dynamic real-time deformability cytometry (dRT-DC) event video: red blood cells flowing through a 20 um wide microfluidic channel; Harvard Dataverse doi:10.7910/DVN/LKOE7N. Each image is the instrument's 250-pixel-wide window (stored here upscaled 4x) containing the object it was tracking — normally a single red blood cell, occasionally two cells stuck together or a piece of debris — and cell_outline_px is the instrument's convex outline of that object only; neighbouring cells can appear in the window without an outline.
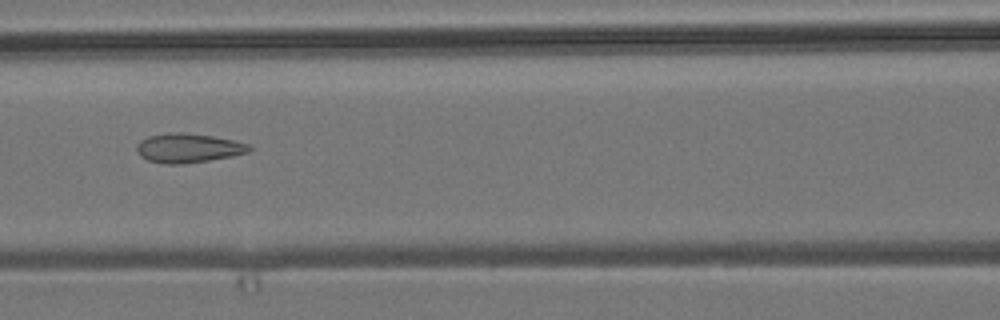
{"species": "common noctule bat (a hibernating species)", "species_latin": "Nyctalus noctula", "temperature_condition": "room temperature", "stored_images_in_passage": 8, "camera_frame_rate_fps": 3000, "um_per_image_px": 0.085, "animal": {"sex": "male", "body_mass_g": 19.2, "forearm_length_mm": 51.8}, "frame": {"image": 1, "passage_image": 6, "time_ms": 1.667, "image_size_px": [1000, 320], "cell_outline_px": [[252, 148], [248, 152], [232, 156], [208, 160], [180, 164], [168, 164], [148, 160], [140, 156], [136, 152], [136, 144], [140, 140], [148, 136], [172, 132], [180, 132], [212, 136], [232, 140], [248, 144]], "centroid_in_image_um": [15.95, 12.58], "position_along_channel_um": 150.6, "area_um2": 19.02}}
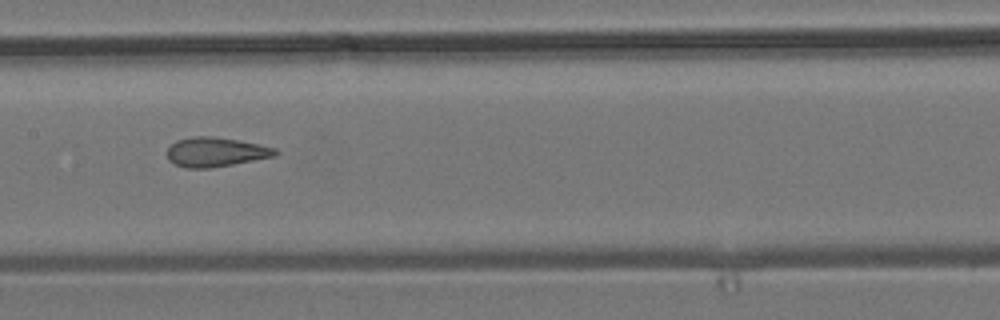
{"frame": {"image": 2, "passage_image": 7, "time_ms": 2.0, "image_size_px": [1000, 320], "cell_outline_px": [[280, 152], [276, 156], [232, 164], [208, 168], [184, 168], [168, 160], [168, 148], [176, 140], [192, 136], [212, 136], [240, 140], [276, 148]], "centroid_in_image_um": [18.35, 12.91], "position_along_channel_um": 189.1, "area_um2": 18.55}}
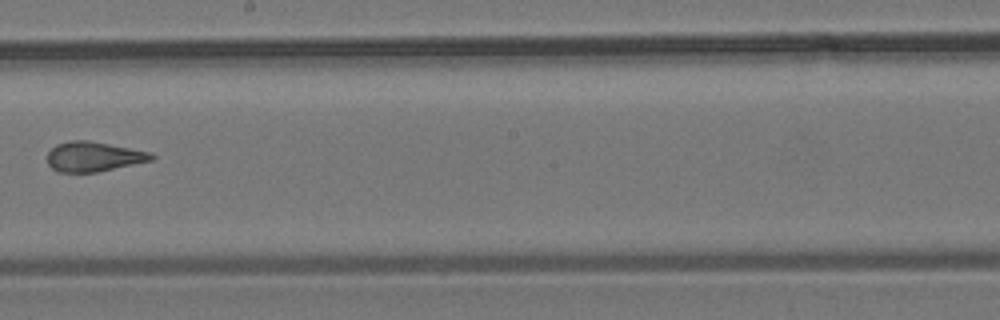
{"frame": {"image": 3, "passage_image": 8, "time_ms": 2.333, "image_size_px": [1000, 320], "cell_outline_px": [[156, 156], [152, 160], [96, 172], [56, 172], [48, 164], [48, 152], [56, 144], [72, 140], [88, 140], [152, 152]], "centroid_in_image_um": [7.95, 13.31], "position_along_channel_um": 240.3, "area_um2": 18.03}}